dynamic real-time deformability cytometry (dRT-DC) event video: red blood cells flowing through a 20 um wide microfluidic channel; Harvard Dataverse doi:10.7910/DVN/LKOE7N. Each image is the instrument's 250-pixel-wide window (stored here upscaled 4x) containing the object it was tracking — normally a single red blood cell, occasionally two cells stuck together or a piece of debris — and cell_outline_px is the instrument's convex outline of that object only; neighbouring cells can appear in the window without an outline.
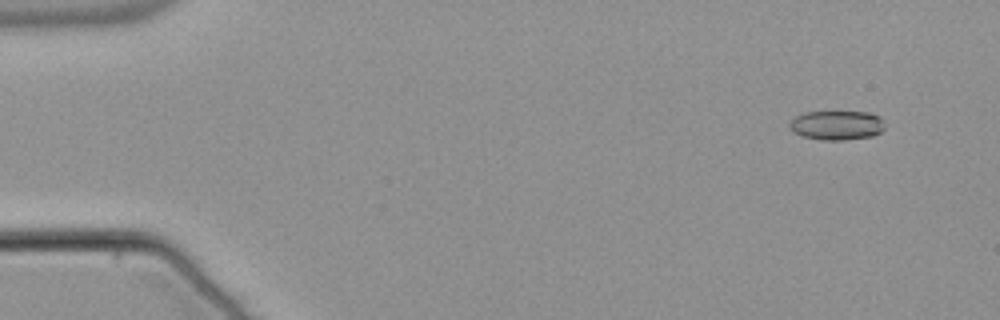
{"species": "common noctule bat (a hibernating species)", "species_latin": "Nyctalus noctula", "temperature_condition": "warm", "stored_images_in_passage": 55, "camera_frame_rate_fps": 3000, "um_per_image_px": 0.085, "animal": {"sex": "male", "body_mass_g": 21.5, "forearm_length_mm": 52.0}, "frame": {"image": 1, "passage_image": 5, "time_ms": 1.333, "image_size_px": [1000, 320], "cell_outline_px": [[884, 128], [880, 132], [872, 136], [844, 140], [820, 140], [800, 136], [792, 132], [788, 124], [796, 116], [804, 112], [868, 112], [880, 116], [884, 120]], "centroid_in_image_um": [71.11, 10.65], "position_along_channel_um": 13.9, "area_um2": 16.47}}
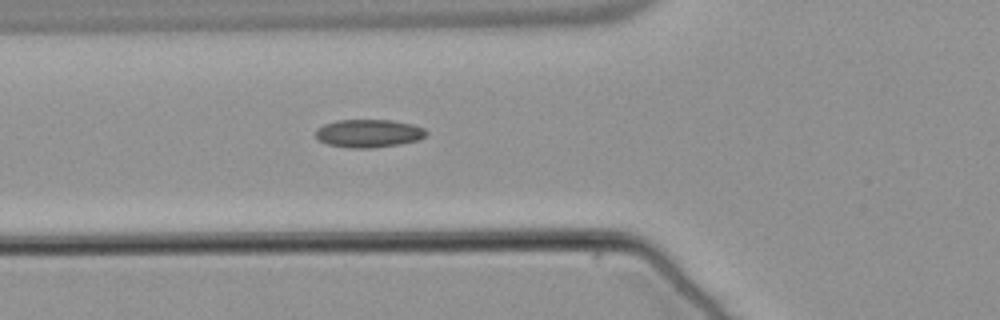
{"frame": {"image": 2, "passage_image": 21, "time_ms": 6.667, "image_size_px": [1000, 320], "cell_outline_px": [[428, 132], [424, 136], [416, 140], [400, 144], [368, 148], [352, 148], [328, 144], [320, 140], [316, 136], [316, 128], [324, 124], [336, 120], [392, 120], [412, 124], [424, 128]], "centroid_in_image_um": [31.32, 11.32], "position_along_channel_um": 94.5, "area_um2": 17.92}}
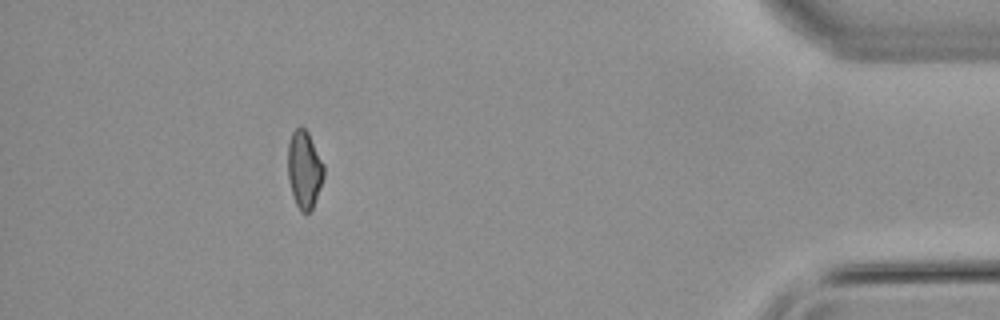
{"frame": {"image": 3, "passage_image": 50, "time_ms": 16.333, "image_size_px": [1000, 320], "cell_outline_px": [[324, 176], [312, 208], [308, 212], [300, 212], [296, 204], [292, 192], [288, 176], [288, 140], [292, 132], [296, 128], [304, 128], [308, 132], [324, 164]], "centroid_in_image_um": [25.86, 14.38], "position_along_channel_um": 409.3, "area_um2": 16.07}, "authors_computed_cell_mechanics": {"area_um2": 16.9932, "velocity_mm_per_s": 3.8238, "shape_relaxation_time_tau1_ms": null, "shape_relaxation_time_tau2_ms": 3.8207, "deformation_change_tau1": null, "deformation_change_tau2": 0.095}}